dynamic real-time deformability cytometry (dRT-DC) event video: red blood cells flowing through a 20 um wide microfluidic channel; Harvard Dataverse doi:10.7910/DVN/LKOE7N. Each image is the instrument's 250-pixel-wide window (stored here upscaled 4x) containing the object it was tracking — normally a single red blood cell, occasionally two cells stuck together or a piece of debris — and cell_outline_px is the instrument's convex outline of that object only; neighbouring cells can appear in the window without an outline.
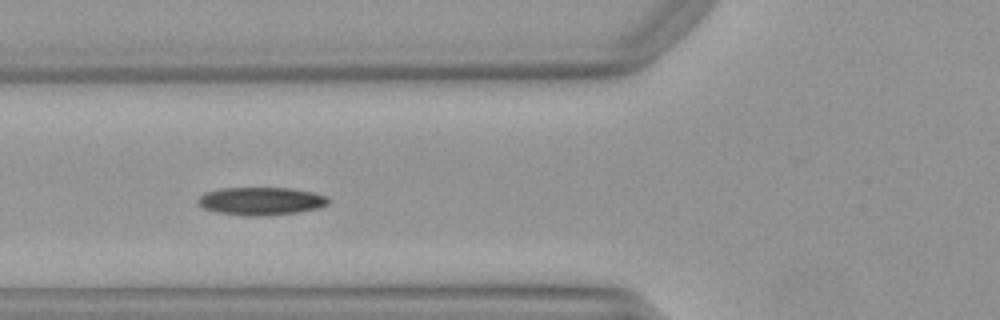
{"species": "Egyptian fruit bat (a non-hibernating species)", "species_latin": "Rousettus aegyptiacus", "temperature_condition": "warm", "stored_images_in_passage": 23, "camera_frame_rate_fps": 3000, "um_per_image_px": 0.085, "animal": {"sex": "female"}, "frame": {"image": 1, "passage_image": 7, "time_ms": 2.0, "image_size_px": [1000, 320], "cell_outline_px": [[328, 204], [316, 208], [296, 212], [264, 216], [244, 216], [216, 212], [204, 208], [196, 204], [196, 200], [204, 192], [220, 188], [288, 188], [312, 192], [324, 196], [328, 200]], "centroid_in_image_um": [22.09, 17.09], "position_along_channel_um": 103.7, "area_um2": 21.15}}
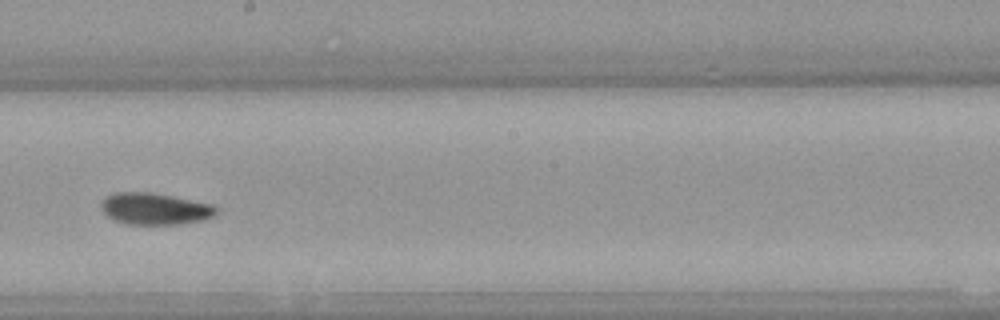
{"frame": {"image": 2, "passage_image": 17, "time_ms": 5.333, "image_size_px": [1000, 320], "cell_outline_px": [[216, 212], [212, 216], [204, 220], [180, 224], [128, 224], [116, 220], [108, 216], [100, 208], [100, 204], [108, 196], [116, 192], [148, 192], [212, 204], [216, 208]], "centroid_in_image_um": [13.15, 17.75], "position_along_channel_um": 235.1, "area_um2": 20.87}}